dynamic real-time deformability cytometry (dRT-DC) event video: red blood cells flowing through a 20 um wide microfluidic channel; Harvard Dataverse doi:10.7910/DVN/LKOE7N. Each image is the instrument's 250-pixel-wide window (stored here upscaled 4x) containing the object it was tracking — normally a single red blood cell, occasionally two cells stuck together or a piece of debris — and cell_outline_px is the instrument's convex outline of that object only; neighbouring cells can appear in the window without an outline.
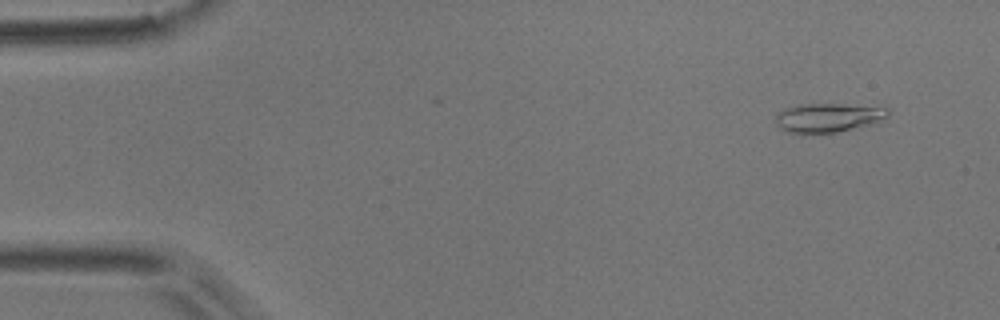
{"species": "common noctule bat (a hibernating species)", "species_latin": "Nyctalus noctula", "temperature_condition": "room temperature", "stored_images_in_passage": 19, "camera_frame_rate_fps": 3000, "um_per_image_px": 0.085, "animal": {"sex": "male", "body_mass_g": 17.9}, "frame": {"image": 1, "passage_image": 1, "time_ms": 0.0, "image_size_px": [1000, 320], "cell_outline_px": [[892, 112], [880, 124], [836, 132], [788, 132], [780, 128], [776, 124], [776, 112], [784, 108], [800, 104], [840, 104], [892, 108]], "centroid_in_image_um": [70.5, 9.99], "position_along_channel_um": 14.5, "area_um2": 19.36}}
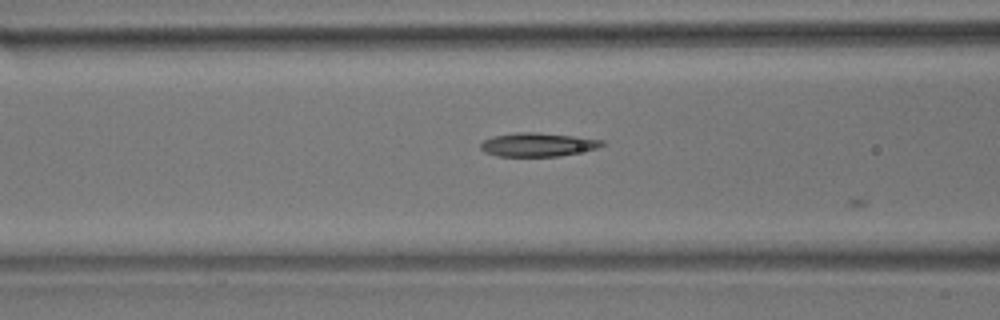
{"frame": {"image": 2, "passage_image": 18, "time_ms": 5.667, "image_size_px": [1000, 320], "cell_outline_px": [[604, 144], [596, 148], [560, 156], [496, 156], [484, 152], [480, 148], [480, 144], [484, 140], [492, 136], [516, 132], [536, 132], [572, 136], [604, 140]], "centroid_in_image_um": [45.65, 12.29], "position_along_channel_um": 121.0, "area_um2": 16.65}}